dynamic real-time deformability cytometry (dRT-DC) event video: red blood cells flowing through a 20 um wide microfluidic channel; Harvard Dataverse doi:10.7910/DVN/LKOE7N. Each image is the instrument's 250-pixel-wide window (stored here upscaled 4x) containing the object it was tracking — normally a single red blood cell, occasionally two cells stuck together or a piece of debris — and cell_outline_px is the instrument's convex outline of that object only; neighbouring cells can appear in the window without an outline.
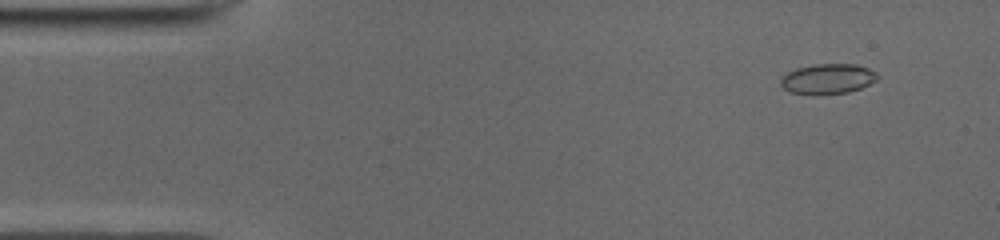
{"species": "common noctule bat (a hibernating species)", "species_latin": "Nyctalus noctula", "temperature_condition": "cold", "stored_images_in_passage": 50, "camera_frame_rate_fps": 3000, "um_per_image_px": 0.085, "animal": {"sex": "male", "body_mass_g": 19.0, "forearm_length_mm": 50.8}, "frame": {"image": 1, "passage_image": 4, "time_ms": 1.0, "image_size_px": [1000, 240], "cell_outline_px": [[880, 76], [876, 80], [860, 88], [848, 92], [788, 92], [780, 84], [780, 80], [788, 72], [796, 68], [816, 64], [856, 64], [868, 68], [876, 72]], "centroid_in_image_um": [70.39, 6.66], "position_along_channel_um": 14.6, "area_um2": 16.36}}
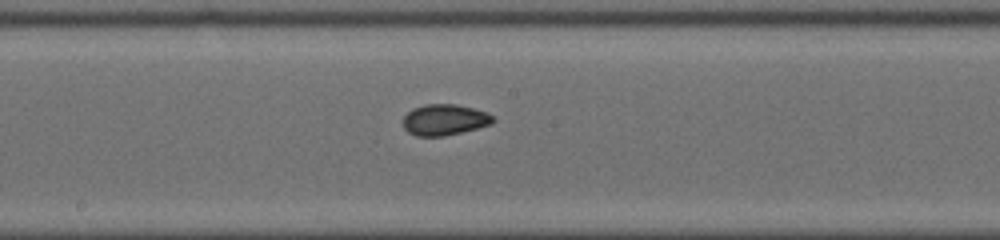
{"frame": {"image": 2, "passage_image": 26, "time_ms": 8.333, "image_size_px": [1000, 240], "cell_outline_px": [[496, 120], [492, 124], [444, 136], [416, 136], [408, 132], [404, 128], [404, 116], [412, 108], [424, 104], [456, 104], [488, 112]], "centroid_in_image_um": [37.79, 10.17], "position_along_channel_um": 210.4, "area_um2": 16.24}}
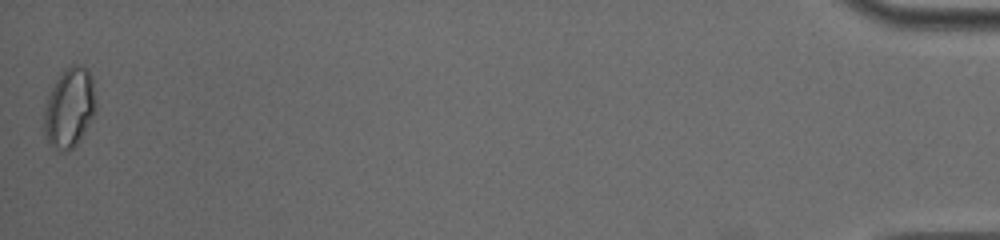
{"frame": {"image": 3, "passage_image": 50, "time_ms": 16.333, "image_size_px": [1000, 240], "cell_outline_px": [[96, 112], [80, 140], [72, 148], [64, 152], [60, 152], [48, 140], [44, 132], [44, 104], [56, 80], [64, 68], [72, 64], [76, 64], [88, 68], [92, 76], [96, 100]], "centroid_in_image_um": [5.92, 9.13], "position_along_channel_um": 429.3, "area_um2": 24.28}, "authors_computed_cell_mechanics": {"area_um2": 16.4152, "velocity_mm_per_s": 3.9689, "shape_relaxation_time_tau1_ms": null, "shape_relaxation_time_tau2_ms": 1.7202, "deformation_change_tau1": null, "deformation_change_tau2": 0.0489}}